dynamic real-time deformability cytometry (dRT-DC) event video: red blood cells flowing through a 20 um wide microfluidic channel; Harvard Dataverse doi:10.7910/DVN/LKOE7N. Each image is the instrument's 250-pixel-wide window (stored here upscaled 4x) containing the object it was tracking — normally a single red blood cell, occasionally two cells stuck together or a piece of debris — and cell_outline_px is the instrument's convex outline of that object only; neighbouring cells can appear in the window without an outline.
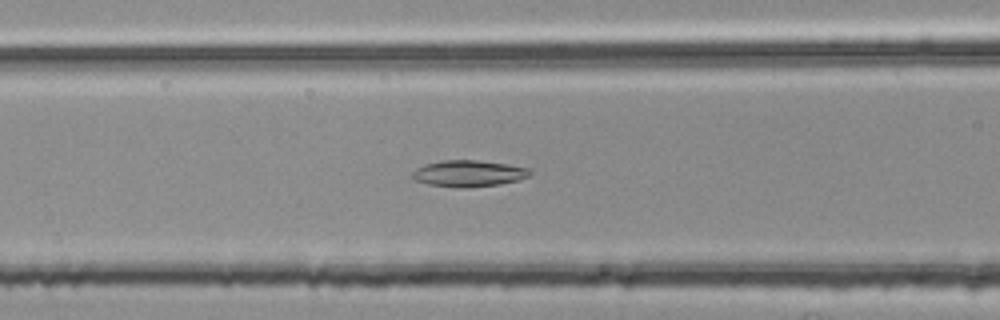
{"species": "common noctule bat (a hibernating species)", "species_latin": "Nyctalus noctula", "temperature_condition": "room temperature", "stored_images_in_passage": 41, "camera_frame_rate_fps": 3000, "um_per_image_px": 0.085, "animal": {"sex": "female", "body_mass_g": 25.1}, "frame": {"image": 1, "passage_image": 9, "time_ms": 2.667, "image_size_px": [1000, 320], "cell_outline_px": [[532, 172], [528, 176], [516, 180], [500, 184], [428, 184], [412, 180], [412, 172], [416, 168], [424, 164], [440, 160], [476, 160], [508, 164], [528, 168]], "centroid_in_image_um": [39.8, 14.67], "position_along_channel_um": 126.8, "area_um2": 17.05}}
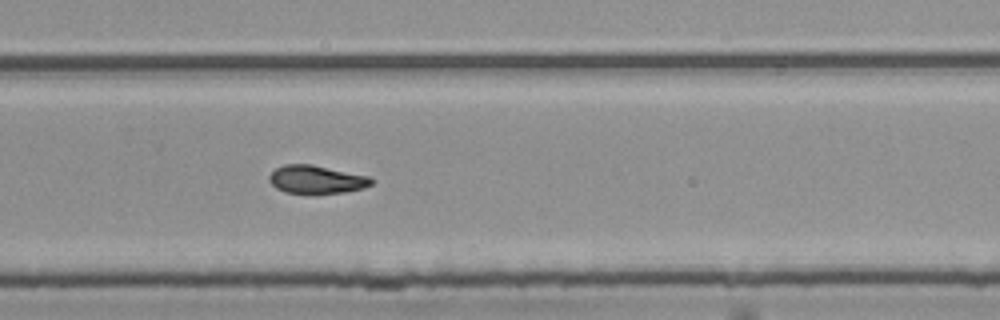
{"frame": {"image": 2, "passage_image": 23, "time_ms": 7.333, "image_size_px": [1000, 320], "cell_outline_px": [[376, 180], [372, 184], [364, 188], [344, 192], [312, 196], [284, 192], [276, 188], [268, 180], [268, 176], [276, 168], [284, 164], [312, 164], [368, 176]], "centroid_in_image_um": [26.89, 15.29], "position_along_channel_um": 302.9, "area_um2": 17.4}}
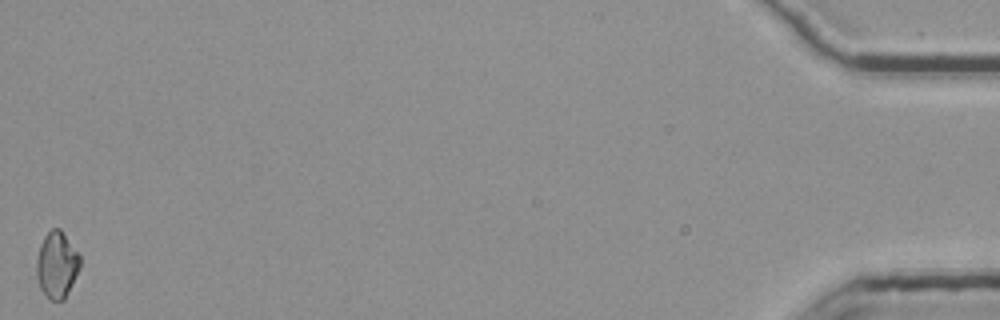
{"frame": {"image": 3, "passage_image": 41, "time_ms": 13.333, "image_size_px": [1000, 320], "cell_outline_px": [[80, 268], [64, 300], [52, 300], [40, 288], [36, 276], [36, 260], [40, 244], [44, 236], [52, 228], [60, 228], [80, 256]], "centroid_in_image_um": [4.82, 22.5], "position_along_channel_um": 430.4, "area_um2": 16.7}, "authors_computed_cell_mechanics": {"area_um2": 16.9354, "velocity_mm_per_s": 3.785, "shape_relaxation_time_tau1_ms": 10.29, "shape_relaxation_time_tau2_ms": 6.0003, "deformation_change_tau1": 0.2094, "deformation_change_tau2": 0.1127}}